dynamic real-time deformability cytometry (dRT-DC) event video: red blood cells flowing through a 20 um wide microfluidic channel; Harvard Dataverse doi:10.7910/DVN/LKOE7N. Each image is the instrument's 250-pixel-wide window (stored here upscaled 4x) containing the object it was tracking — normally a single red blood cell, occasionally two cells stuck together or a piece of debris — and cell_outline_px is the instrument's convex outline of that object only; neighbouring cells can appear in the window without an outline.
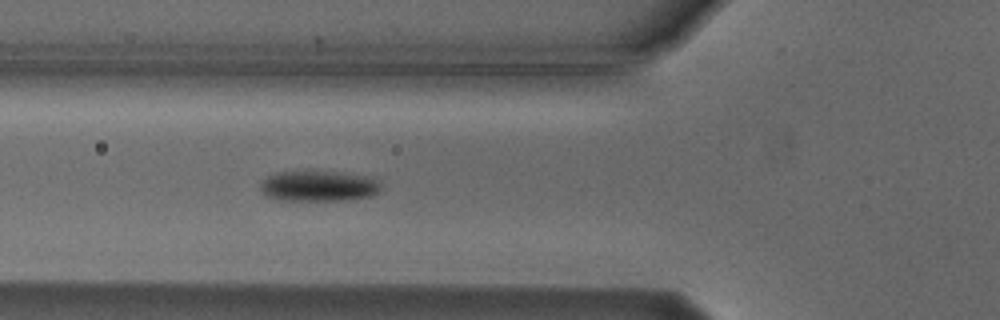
{"species": "Egyptian fruit bat (a non-hibernating species)", "species_latin": "Rousettus aegyptiacus", "temperature_condition": "cold", "stored_images_in_passage": 4, "camera_frame_rate_fps": 3000, "um_per_image_px": 0.085, "animal": {"sex": "male"}, "frame": {"image": 1, "passage_image": 4, "time_ms": 4.333, "image_size_px": [1000, 320], "cell_outline_px": [[380, 188], [372, 196], [348, 200], [276, 200], [268, 196], [260, 188], [260, 184], [268, 176], [276, 172], [340, 172], [364, 176], [380, 180]], "centroid_in_image_um": [27.09, 15.82], "position_along_channel_um": 98.7, "area_um2": 21.27}}